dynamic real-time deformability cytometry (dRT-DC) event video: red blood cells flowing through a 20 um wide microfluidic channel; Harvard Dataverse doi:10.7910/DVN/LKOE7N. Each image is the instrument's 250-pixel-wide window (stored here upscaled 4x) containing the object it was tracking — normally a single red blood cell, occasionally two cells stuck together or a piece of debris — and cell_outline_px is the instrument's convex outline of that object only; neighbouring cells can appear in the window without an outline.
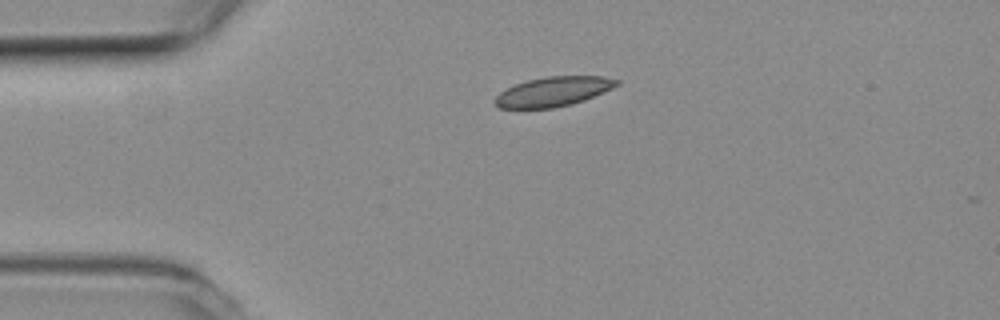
{"species": "common noctule bat (a hibernating species)", "species_latin": "Nyctalus noctula", "temperature_condition": "room temperature", "stored_images_in_passage": 2, "camera_frame_rate_fps": 3000, "um_per_image_px": 0.085, "animal": {"sex": "female", "body_mass_g": 19.3, "forearm_length_mm": 54.1}, "frame": {"image": 1, "passage_image": 1, "time_ms": 0.0, "image_size_px": [1000, 320], "cell_outline_px": [[620, 84], [612, 88], [584, 100], [552, 108], [500, 108], [492, 100], [500, 92], [516, 84], [528, 80], [548, 76], [604, 76], [620, 80]], "centroid_in_image_um": [47.04, 7.77], "position_along_channel_um": 38.0, "area_um2": 20.75}}